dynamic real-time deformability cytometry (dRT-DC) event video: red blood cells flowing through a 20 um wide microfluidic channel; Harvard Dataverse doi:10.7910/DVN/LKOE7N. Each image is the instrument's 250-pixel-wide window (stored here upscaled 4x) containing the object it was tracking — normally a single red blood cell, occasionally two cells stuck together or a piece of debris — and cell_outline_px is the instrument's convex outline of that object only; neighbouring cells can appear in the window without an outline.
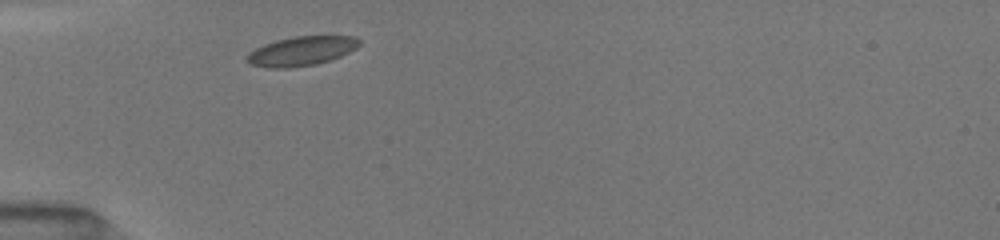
{"species": "common noctule bat (a hibernating species)", "species_latin": "Nyctalus noctula", "temperature_condition": "room temperature", "stored_images_in_passage": 14, "camera_frame_rate_fps": 3000, "um_per_image_px": 0.085, "animal": {"sex": "female", "body_mass_g": 19.5, "forearm_length_mm": 54.1}, "frame": {"image": 1, "passage_image": 1, "time_ms": 0.0, "image_size_px": [1000, 240], "cell_outline_px": [[360, 44], [356, 48], [340, 56], [316, 64], [288, 68], [268, 68], [252, 64], [244, 60], [244, 56], [248, 52], [264, 44], [276, 40], [296, 36], [352, 36], [360, 40]], "centroid_in_image_um": [25.57, 4.34], "position_along_channel_um": 59.4, "area_um2": 19.13}}
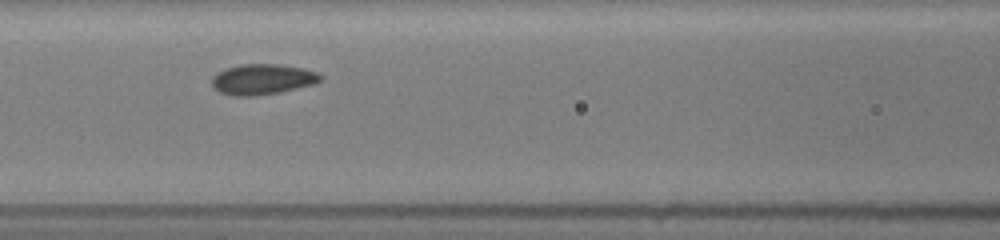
{"frame": {"image": 2, "passage_image": 6, "time_ms": 2.333, "image_size_px": [1000, 240], "cell_outline_px": [[324, 76], [320, 80], [312, 84], [280, 92], [256, 96], [232, 96], [220, 92], [212, 84], [212, 76], [224, 68], [240, 64], [280, 64], [304, 68], [316, 72]], "centroid_in_image_um": [22.29, 6.73], "position_along_channel_um": 144.3, "area_um2": 19.36}}
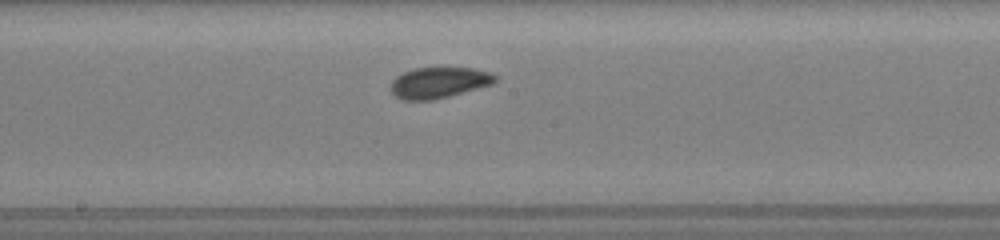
{"frame": {"image": 3, "passage_image": 9, "time_ms": 4.0, "image_size_px": [1000, 240], "cell_outline_px": [[496, 80], [492, 84], [448, 96], [432, 100], [404, 100], [396, 96], [388, 88], [392, 80], [396, 76], [412, 68], [472, 68], [488, 72], [496, 76]], "centroid_in_image_um": [37.24, 7.02], "position_along_channel_um": 211.0, "area_um2": 18.67}}